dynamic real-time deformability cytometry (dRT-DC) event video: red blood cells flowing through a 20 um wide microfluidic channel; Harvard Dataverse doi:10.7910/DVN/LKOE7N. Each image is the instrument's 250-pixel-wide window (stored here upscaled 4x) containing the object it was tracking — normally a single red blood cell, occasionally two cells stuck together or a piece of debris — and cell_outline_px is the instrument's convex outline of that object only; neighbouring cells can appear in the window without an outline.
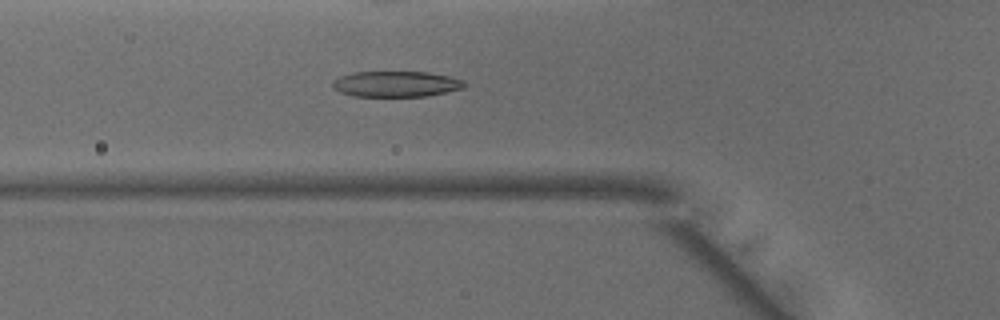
{"species": "common noctule bat (a hibernating species)", "species_latin": "Nyctalus noctula", "temperature_condition": "warm", "stored_images_in_passage": 43, "camera_frame_rate_fps": 3000, "um_per_image_px": 0.085, "animal": {"sex": "male", "body_mass_g": 15.6}, "frame": {"image": 1, "passage_image": 17, "time_ms": 5.333, "image_size_px": [1000, 320], "cell_outline_px": [[468, 84], [464, 88], [424, 96], [352, 96], [340, 92], [332, 88], [332, 80], [340, 76], [352, 72], [428, 72], [448, 76], [464, 80]], "centroid_in_image_um": [33.64, 7.13], "position_along_channel_um": 92.2, "area_um2": 19.83}}
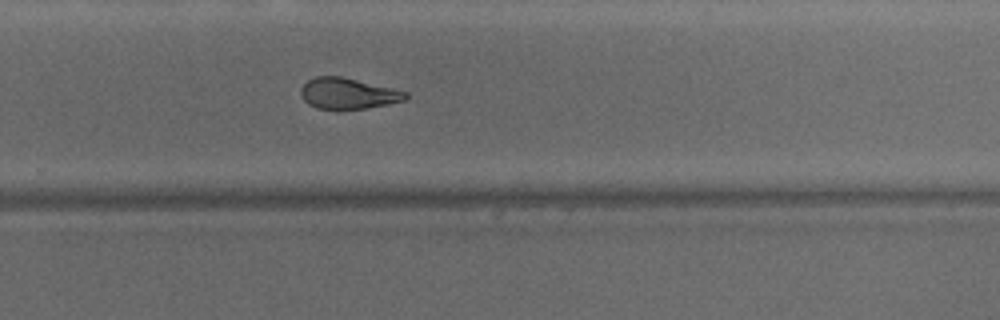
{"frame": {"image": 2, "passage_image": 32, "time_ms": 10.333, "image_size_px": [1000, 320], "cell_outline_px": [[408, 96], [404, 100], [388, 104], [368, 108], [316, 108], [308, 104], [304, 100], [300, 92], [300, 88], [308, 80], [316, 76], [340, 76], [392, 88], [408, 92]], "centroid_in_image_um": [29.57, 7.93], "position_along_channel_um": 300.2, "area_um2": 18.61}}
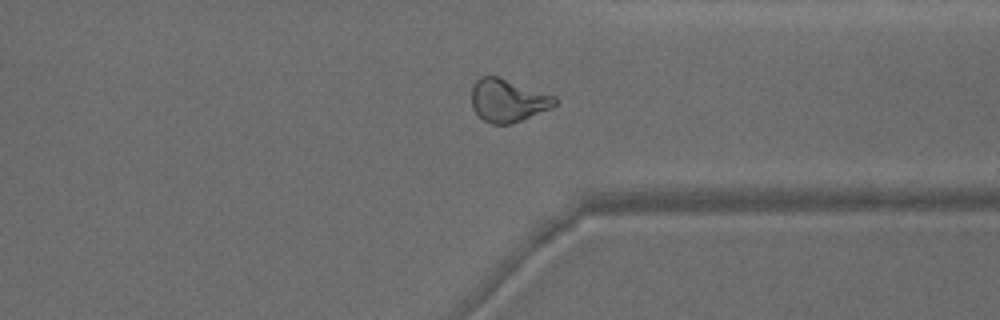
{"frame": {"image": 3, "passage_image": 37, "time_ms": 12.0, "image_size_px": [1000, 320], "cell_outline_px": [[556, 104], [548, 108], [520, 120], [508, 124], [492, 124], [484, 120], [472, 108], [472, 84], [480, 76], [496, 76], [556, 96]], "centroid_in_image_um": [43.12, 8.52], "position_along_channel_um": 368.3, "area_um2": 20.35}}